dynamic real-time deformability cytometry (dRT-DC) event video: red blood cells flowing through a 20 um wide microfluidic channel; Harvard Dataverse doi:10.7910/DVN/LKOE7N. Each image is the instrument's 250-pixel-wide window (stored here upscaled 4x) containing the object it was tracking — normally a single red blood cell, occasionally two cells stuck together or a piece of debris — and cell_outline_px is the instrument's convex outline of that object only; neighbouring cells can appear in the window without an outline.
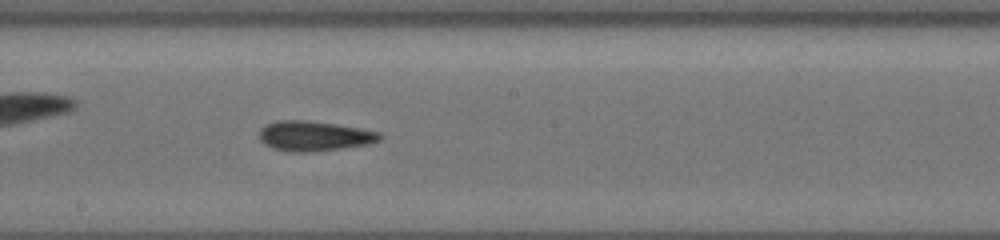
{"species": "common noctule bat (a hibernating species)", "species_latin": "Nyctalus noctula", "temperature_condition": "cold", "stored_images_in_passage": 30, "camera_frame_rate_fps": 3000, "um_per_image_px": 0.085, "animal": {"sex": "female", "body_mass_g": 19.5, "forearm_length_mm": 54.1}, "frame": {"image": 1, "passage_image": 13, "time_ms": 4.0, "image_size_px": [1000, 240], "cell_outline_px": [[384, 136], [380, 140], [368, 144], [312, 152], [288, 152], [272, 148], [264, 144], [260, 140], [260, 128], [264, 124], [276, 120], [304, 120], [336, 124], [360, 128], [380, 132]], "centroid_in_image_um": [26.68, 11.55], "position_along_channel_um": 221.5, "area_um2": 21.21}}